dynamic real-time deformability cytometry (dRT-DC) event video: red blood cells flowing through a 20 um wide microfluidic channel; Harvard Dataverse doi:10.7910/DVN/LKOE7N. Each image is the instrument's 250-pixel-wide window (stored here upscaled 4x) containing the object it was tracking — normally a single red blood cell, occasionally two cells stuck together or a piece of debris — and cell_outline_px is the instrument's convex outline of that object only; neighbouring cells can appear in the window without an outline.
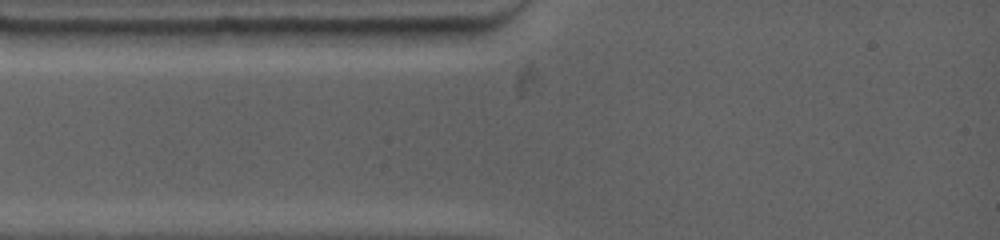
{"species": "common noctule bat (a hibernating species)", "species_latin": "Nyctalus noctula", "temperature_condition": "warm", "stored_images_in_passage": 2, "camera_frame_rate_fps": 4500, "um_per_image_px": 0.085, "animal": {"sex": "female", "body_mass_g": 19.0, "forearm_length_mm": 53.3}, "frame": {"image": 1, "passage_image": 1, "time_ms": 0.0, "image_size_px": [1000, 240], "cell_outline_px": [[192, 32], [180, 48], [156, 48], [92, 44], [84, 32], [88, 28], [192, 28]], "centroid_in_image_um": [11.86, 3.15], "position_along_channel_um": 73.1, "area_um2": 13.35}}